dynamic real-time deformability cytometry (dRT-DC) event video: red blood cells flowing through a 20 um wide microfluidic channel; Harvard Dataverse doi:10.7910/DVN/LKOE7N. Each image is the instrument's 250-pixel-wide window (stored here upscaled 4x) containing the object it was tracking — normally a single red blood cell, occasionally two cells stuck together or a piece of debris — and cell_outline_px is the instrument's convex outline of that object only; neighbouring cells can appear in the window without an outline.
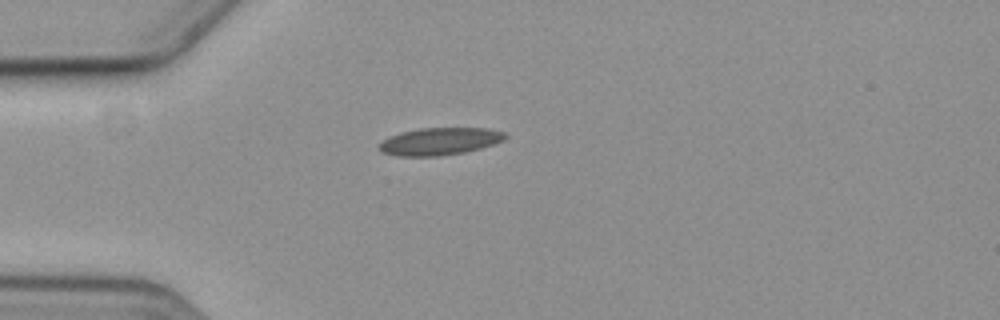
{"species": "common noctule bat (a hibernating species)", "species_latin": "Nyctalus noctula", "temperature_condition": "cold", "stored_images_in_passage": 3, "camera_frame_rate_fps": 3000, "um_per_image_px": 0.085, "animal": {"sex": "female", "body_mass_g": 19.3, "forearm_length_mm": 54.1}, "frame": {"image": 1, "passage_image": 1, "time_ms": 0.0, "image_size_px": [1000, 320], "cell_outline_px": [[508, 136], [504, 140], [480, 148], [464, 152], [440, 156], [396, 156], [380, 152], [376, 148], [388, 136], [400, 132], [420, 128], [488, 128], [504, 132]], "centroid_in_image_um": [37.33, 12.01], "position_along_channel_um": 47.7, "area_um2": 20.23}}
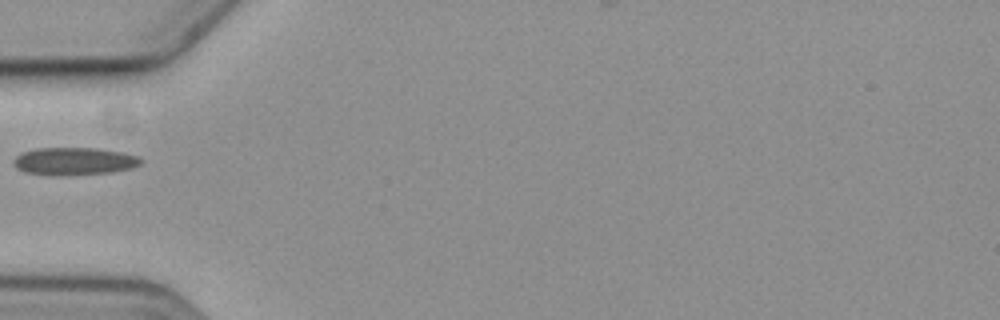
{"frame": {"image": 2, "passage_image": 2, "time_ms": 1.333, "image_size_px": [1000, 320], "cell_outline_px": [[144, 160], [140, 164], [132, 168], [112, 172], [28, 172], [16, 168], [12, 164], [12, 160], [20, 152], [36, 148], [96, 148], [124, 152], [140, 156]], "centroid_in_image_um": [6.36, 13.63], "position_along_channel_um": 78.6, "area_um2": 19.54}}
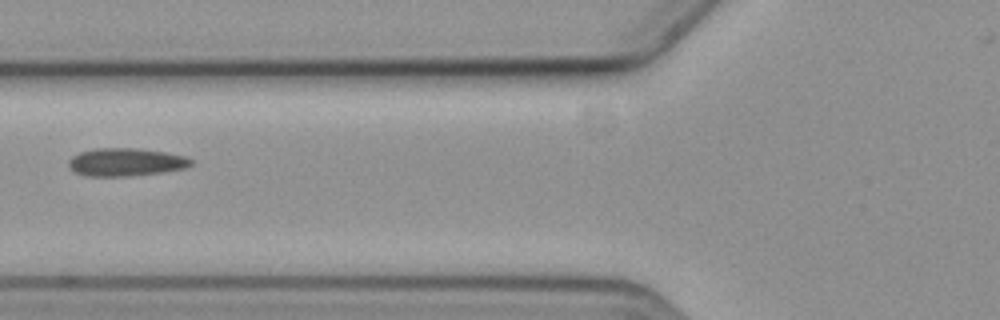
{"frame": {"image": 3, "passage_image": 3, "time_ms": 2.333, "image_size_px": [1000, 320], "cell_outline_px": [[192, 164], [184, 168], [164, 172], [128, 176], [88, 176], [76, 172], [68, 168], [68, 160], [72, 156], [80, 152], [96, 148], [136, 148], [164, 152], [184, 156], [192, 160]], "centroid_in_image_um": [10.66, 13.78], "position_along_channel_um": 115.1, "area_um2": 19.88}}